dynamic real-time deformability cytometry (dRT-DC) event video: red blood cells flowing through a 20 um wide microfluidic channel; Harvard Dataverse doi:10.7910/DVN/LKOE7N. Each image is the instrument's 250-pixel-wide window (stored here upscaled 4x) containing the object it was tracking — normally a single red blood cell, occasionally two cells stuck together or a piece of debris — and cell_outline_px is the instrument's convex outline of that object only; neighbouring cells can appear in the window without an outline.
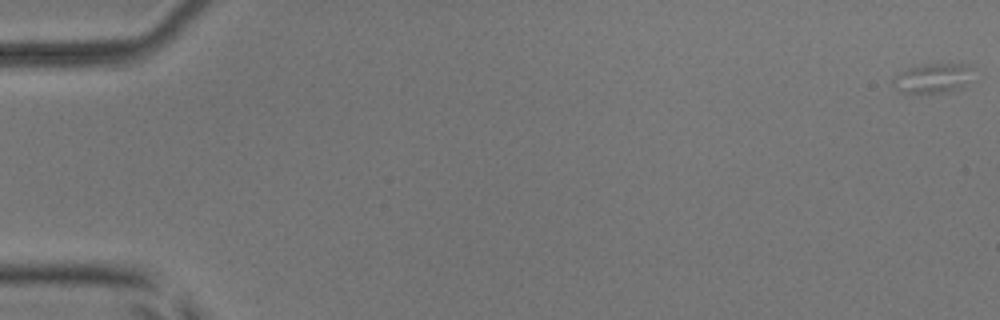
{"species": "common noctule bat (a hibernating species)", "species_latin": "Nyctalus noctula", "temperature_condition": "room temperature", "stored_images_in_passage": 48, "camera_frame_rate_fps": 3000, "um_per_image_px": 0.085, "animal": {"sex": "male", "body_mass_g": 17.9, "forearm_length_mm": 54.2}, "frame": {"image": 1, "passage_image": 1, "time_ms": 0.0, "image_size_px": [1000, 320], "cell_outline_px": [[972, 68], [964, 84], [960, 88], [948, 92], [900, 92], [892, 84], [892, 80], [900, 72], [908, 68], [924, 64], [968, 64]], "centroid_in_image_um": [79.24, 6.64], "position_along_channel_um": 5.8, "area_um2": 13.35}}